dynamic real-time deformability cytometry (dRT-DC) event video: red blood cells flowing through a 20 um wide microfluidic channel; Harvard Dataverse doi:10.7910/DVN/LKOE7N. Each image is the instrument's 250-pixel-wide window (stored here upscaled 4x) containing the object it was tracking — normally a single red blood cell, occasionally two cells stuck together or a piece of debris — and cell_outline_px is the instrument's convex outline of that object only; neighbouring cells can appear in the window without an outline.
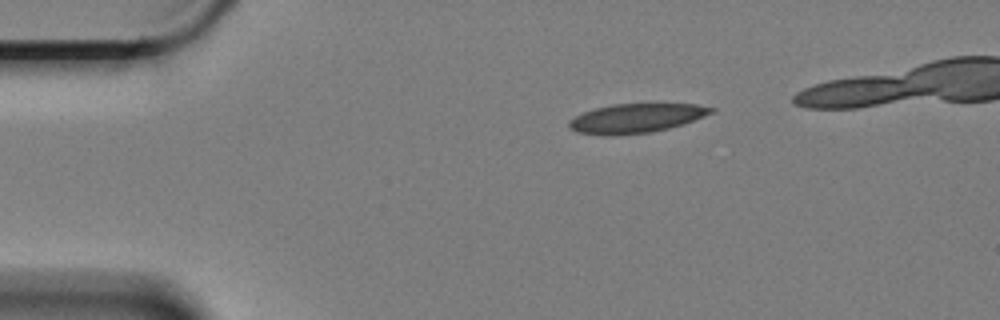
{"species": "Egyptian fruit bat (a non-hibernating species)", "species_latin": "Rousettus aegyptiacus", "temperature_condition": "cold", "stored_images_in_passage": 25, "camera_frame_rate_fps": 3000, "um_per_image_px": 0.085, "animal": {"sex": "female"}, "frame": {"image": 1, "passage_image": 1, "time_ms": 0.0, "image_size_px": [1000, 320], "cell_outline_px": [[716, 112], [668, 128], [652, 132], [608, 136], [604, 136], [576, 132], [568, 128], [568, 120], [584, 112], [596, 108], [612, 104], [696, 104], [716, 108]], "centroid_in_image_um": [54.03, 10.05], "position_along_channel_um": 31.0, "area_um2": 24.16}}
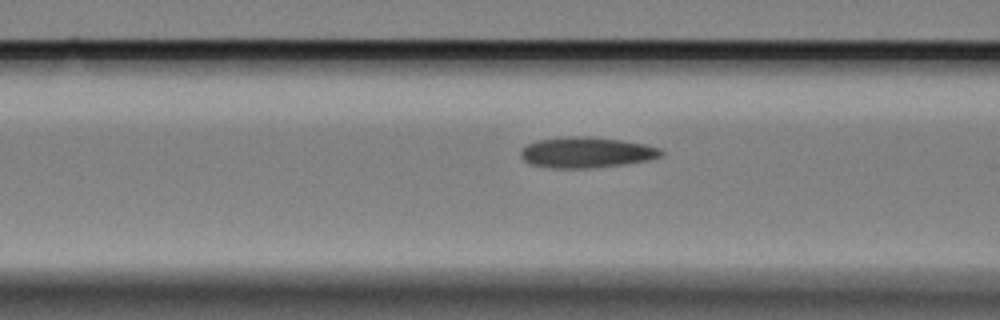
{"frame": {"image": 2, "passage_image": 13, "time_ms": 4.0, "image_size_px": [1000, 320], "cell_outline_px": [[664, 156], [648, 160], [592, 168], [548, 168], [528, 164], [520, 156], [520, 148], [536, 140], [576, 136], [588, 136], [620, 140], [644, 144], [660, 148], [664, 152]], "centroid_in_image_um": [49.81, 12.96], "position_along_channel_um": 116.8, "area_um2": 25.2}}
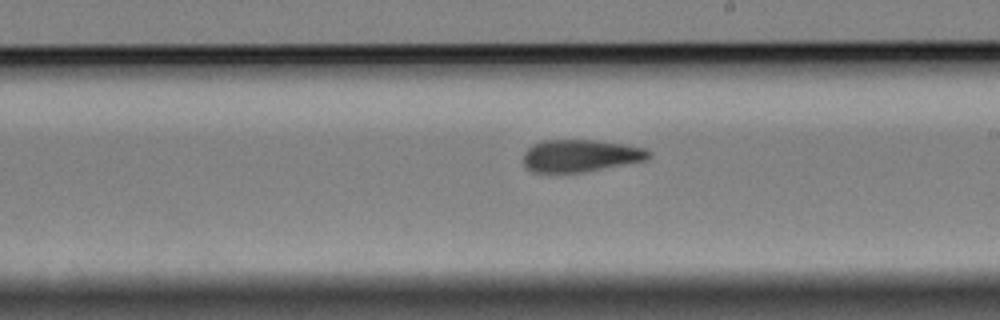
{"frame": {"image": 3, "passage_image": 24, "time_ms": 7.667, "image_size_px": [1000, 320], "cell_outline_px": [[652, 156], [648, 160], [580, 172], [536, 172], [528, 168], [524, 164], [524, 152], [532, 144], [540, 140], [596, 140], [624, 144], [644, 148], [652, 152]], "centroid_in_image_um": [49.37, 13.22], "position_along_channel_um": 239.6, "area_um2": 23.52}}